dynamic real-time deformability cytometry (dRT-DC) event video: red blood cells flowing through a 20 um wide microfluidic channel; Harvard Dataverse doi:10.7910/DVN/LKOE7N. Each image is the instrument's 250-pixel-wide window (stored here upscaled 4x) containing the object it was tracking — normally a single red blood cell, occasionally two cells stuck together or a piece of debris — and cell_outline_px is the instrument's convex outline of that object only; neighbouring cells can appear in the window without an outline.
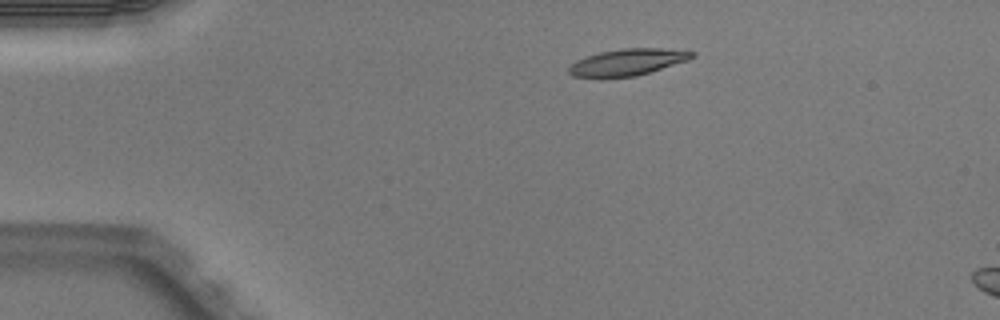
{"species": "Egyptian fruit bat (a non-hibernating species)", "species_latin": "Rousettus aegyptiacus", "temperature_condition": "warm", "stored_images_in_passage": 4, "camera_frame_rate_fps": 3000, "um_per_image_px": 0.085, "animal": {"sex": "male"}, "frame": {"image": 1, "passage_image": 2, "time_ms": 0.333, "image_size_px": [1000, 320], "cell_outline_px": [[696, 56], [688, 60], [636, 76], [600, 80], [572, 76], [568, 72], [568, 68], [576, 60], [600, 52], [624, 48], [660, 48], [696, 52]], "centroid_in_image_um": [53.28, 5.32], "position_along_channel_um": 31.7, "area_um2": 19.54}}